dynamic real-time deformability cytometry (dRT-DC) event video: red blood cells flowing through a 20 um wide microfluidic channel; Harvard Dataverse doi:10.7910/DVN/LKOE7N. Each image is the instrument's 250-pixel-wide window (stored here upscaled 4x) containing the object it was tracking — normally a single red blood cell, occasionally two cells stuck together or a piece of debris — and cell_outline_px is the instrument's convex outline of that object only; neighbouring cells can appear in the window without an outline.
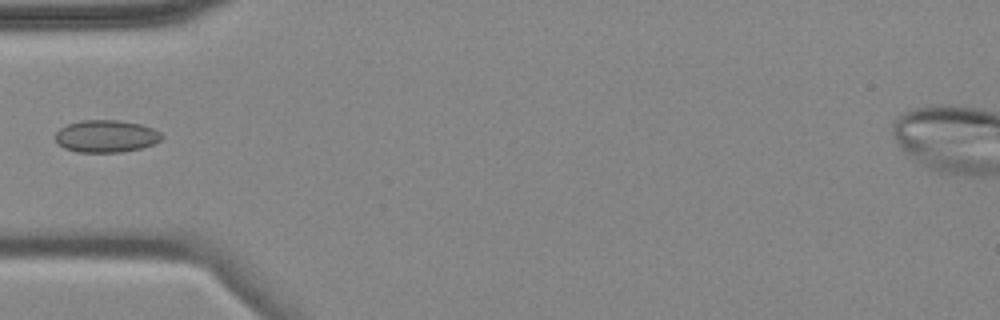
{"species": "common noctule bat (a hibernating species)", "species_latin": "Nyctalus noctula", "temperature_condition": "cold", "stored_images_in_passage": 5, "camera_frame_rate_fps": 3000, "um_per_image_px": 0.085, "animal": {"sex": "female", "body_mass_g": 18.4}, "frame": {"image": 1, "passage_image": 5, "time_ms": 4.667, "image_size_px": [1000, 320], "cell_outline_px": [[164, 136], [160, 140], [152, 144], [140, 148], [120, 152], [76, 152], [64, 148], [56, 140], [56, 132], [60, 128], [68, 124], [80, 120], [120, 120], [140, 124], [152, 128], [160, 132]], "centroid_in_image_um": [9.01, 11.57], "position_along_channel_um": 76.0, "area_um2": 19.94}}